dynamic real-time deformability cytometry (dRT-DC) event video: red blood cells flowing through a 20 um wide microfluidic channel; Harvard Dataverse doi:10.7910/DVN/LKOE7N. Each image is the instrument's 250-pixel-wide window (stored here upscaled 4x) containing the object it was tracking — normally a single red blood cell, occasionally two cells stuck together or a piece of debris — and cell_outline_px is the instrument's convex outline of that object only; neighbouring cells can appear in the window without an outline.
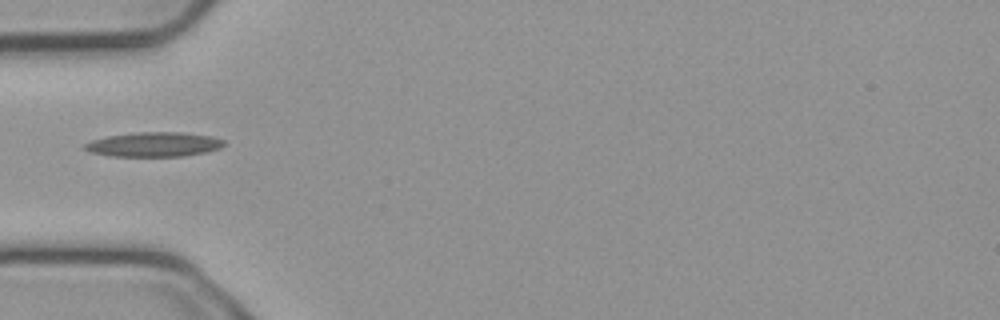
{"species": "common noctule bat (a hibernating species)", "species_latin": "Nyctalus noctula", "temperature_condition": "cold", "stored_images_in_passage": 9, "camera_frame_rate_fps": 3000, "um_per_image_px": 0.085, "animal": {"sex": "male", "body_mass_g": 23.1, "forearm_length_mm": 52.7}, "frame": {"image": 1, "passage_image": 1, "time_ms": 0.0, "image_size_px": [1000, 320], "cell_outline_px": [[224, 144], [220, 148], [208, 152], [184, 156], [112, 156], [92, 152], [84, 148], [84, 144], [92, 140], [108, 136], [140, 132], [180, 132], [212, 136], [224, 140]], "centroid_in_image_um": [13.13, 12.28], "position_along_channel_um": 71.9, "area_um2": 19.77}}
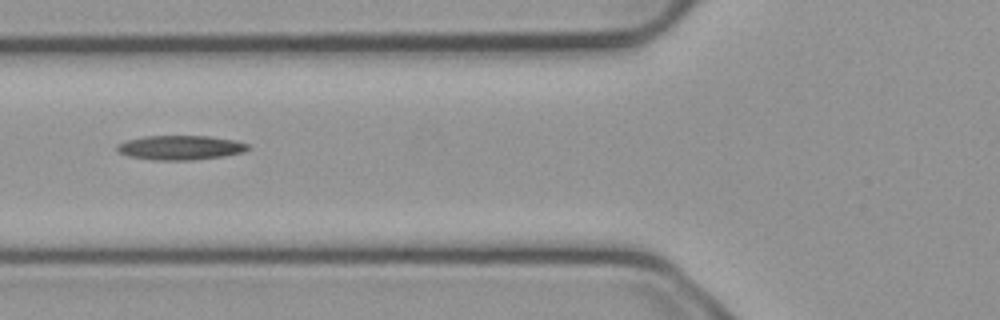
{"frame": {"image": 2, "passage_image": 4, "time_ms": 1.0, "image_size_px": [1000, 320], "cell_outline_px": [[252, 148], [244, 152], [224, 156], [192, 160], [156, 160], [128, 156], [120, 152], [116, 148], [116, 144], [128, 140], [144, 136], [208, 136], [236, 140], [248, 144]], "centroid_in_image_um": [15.37, 12.54], "position_along_channel_um": 110.4, "area_um2": 18.67}}
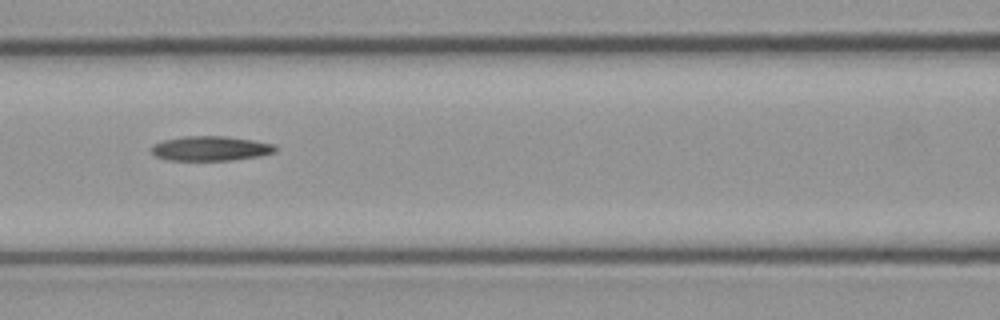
{"frame": {"image": 3, "passage_image": 7, "time_ms": 2.0, "image_size_px": [1000, 320], "cell_outline_px": [[280, 148], [276, 152], [260, 156], [232, 160], [168, 160], [156, 156], [152, 152], [152, 144], [164, 140], [184, 136], [224, 136], [252, 140], [276, 144]], "centroid_in_image_um": [17.96, 12.62], "position_along_channel_um": 148.6, "area_um2": 17.92}}